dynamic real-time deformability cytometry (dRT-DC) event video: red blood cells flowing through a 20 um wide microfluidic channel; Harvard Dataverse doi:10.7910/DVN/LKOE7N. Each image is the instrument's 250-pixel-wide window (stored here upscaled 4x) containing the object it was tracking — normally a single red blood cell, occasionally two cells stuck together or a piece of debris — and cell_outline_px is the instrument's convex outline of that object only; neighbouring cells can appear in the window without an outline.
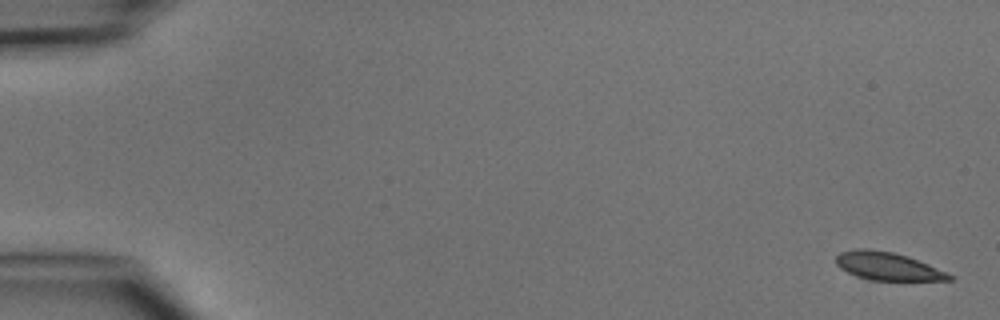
{"species": "common noctule bat (a hibernating species)", "species_latin": "Nyctalus noctula", "temperature_condition": "cold", "stored_images_in_passage": 5, "camera_frame_rate_fps": 3000, "um_per_image_px": 0.085, "animal": {"sex": "male", "body_mass_g": 15.6}, "frame": {"image": 1, "passage_image": 1, "time_ms": 0.0, "image_size_px": [1000, 320], "cell_outline_px": [[952, 280], [868, 280], [856, 276], [840, 268], [836, 264], [836, 256], [840, 252], [856, 248], [868, 248], [892, 252], [908, 256], [928, 264], [952, 276]], "centroid_in_image_um": [75.38, 22.61], "position_along_channel_um": 9.6, "area_um2": 18.32}}
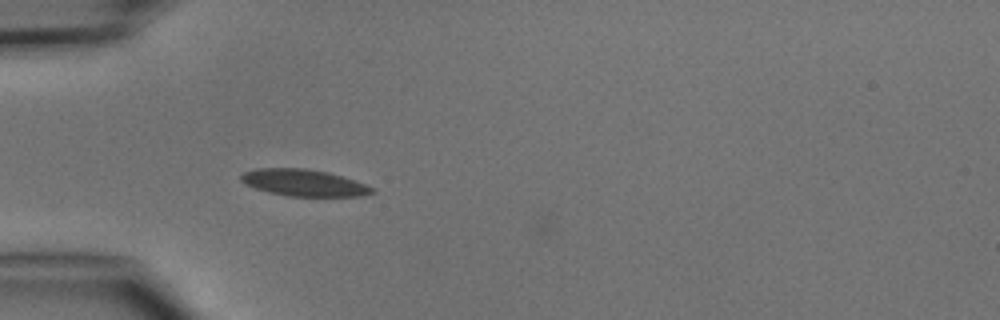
{"frame": {"image": 2, "passage_image": 5, "time_ms": 4.667, "image_size_px": [1000, 320], "cell_outline_px": [[376, 192], [364, 196], [288, 196], [268, 192], [244, 184], [240, 180], [240, 176], [244, 172], [256, 168], [304, 168], [328, 172], [376, 188]], "centroid_in_image_um": [25.82, 15.54], "position_along_channel_um": 59.2, "area_um2": 20.4}}